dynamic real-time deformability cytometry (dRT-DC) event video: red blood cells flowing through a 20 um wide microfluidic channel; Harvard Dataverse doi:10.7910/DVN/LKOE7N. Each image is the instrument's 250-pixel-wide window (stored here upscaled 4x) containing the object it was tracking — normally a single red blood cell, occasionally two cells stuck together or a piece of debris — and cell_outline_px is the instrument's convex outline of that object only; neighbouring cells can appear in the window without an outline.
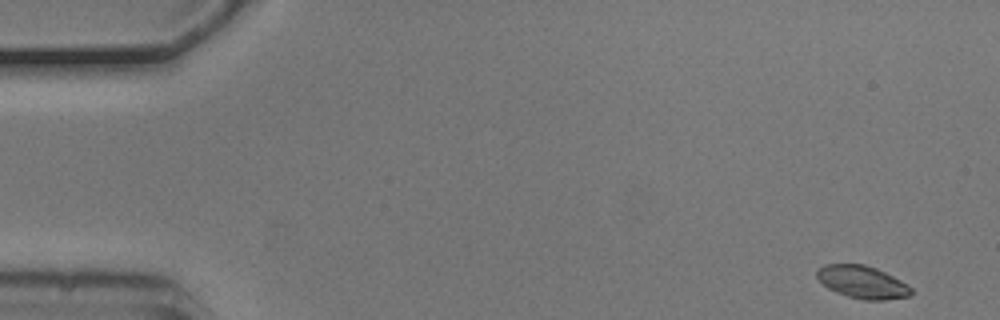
{"species": "common noctule bat (a hibernating species)", "species_latin": "Nyctalus noctula", "temperature_condition": "cold", "stored_images_in_passage": 5, "camera_frame_rate_fps": 3000, "um_per_image_px": 0.085, "animal": {"sex": "male", "body_mass_g": 20.5, "forearm_length_mm": 52.5}, "frame": {"image": 1, "passage_image": 1, "time_ms": 0.0, "image_size_px": [1000, 320], "cell_outline_px": [[912, 292], [908, 296], [884, 300], [864, 300], [848, 296], [836, 292], [828, 288], [816, 276], [816, 272], [824, 264], [864, 264], [876, 268], [908, 284], [912, 288]], "centroid_in_image_um": [73.3, 23.97], "position_along_channel_um": 11.7, "area_um2": 17.74}}